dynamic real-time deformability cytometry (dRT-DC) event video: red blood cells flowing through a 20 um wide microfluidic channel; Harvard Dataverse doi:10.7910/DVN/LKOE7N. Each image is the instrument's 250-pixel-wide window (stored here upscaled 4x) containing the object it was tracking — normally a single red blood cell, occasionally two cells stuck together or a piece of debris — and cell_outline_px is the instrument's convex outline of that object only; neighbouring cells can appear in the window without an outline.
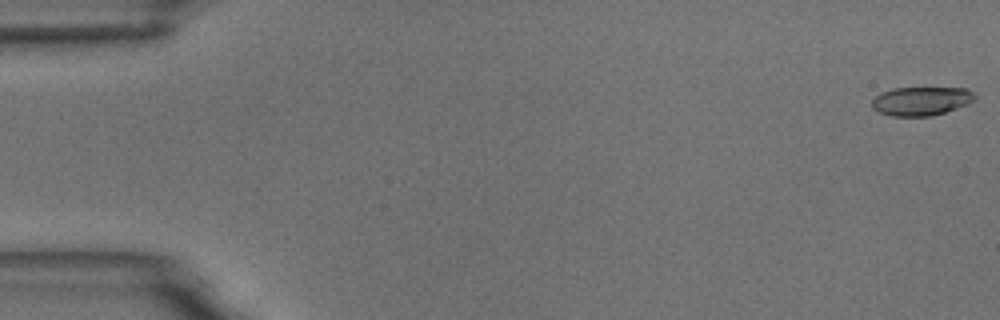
{"species": "common noctule bat (a hibernating species)", "species_latin": "Nyctalus noctula", "temperature_condition": "room temperature", "stored_images_in_passage": 58, "camera_frame_rate_fps": 3000, "um_per_image_px": 0.085, "animal": {"sex": "male", "body_mass_g": 18.8}, "frame": {"image": 1, "passage_image": 1, "time_ms": 0.0, "image_size_px": [1000, 320], "cell_outline_px": [[976, 100], [968, 104], [932, 116], [892, 116], [880, 112], [872, 108], [872, 100], [876, 96], [884, 92], [896, 88], [964, 88], [972, 92], [976, 96]], "centroid_in_image_um": [78.33, 8.59], "position_along_channel_um": 6.7, "area_um2": 17.05}}
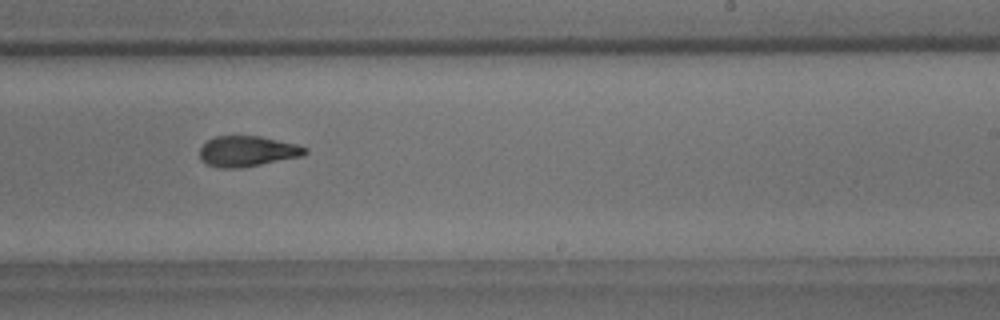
{"frame": {"image": 2, "passage_image": 36, "time_ms": 11.667, "image_size_px": [1000, 320], "cell_outline_px": [[308, 152], [304, 156], [240, 168], [220, 168], [208, 164], [200, 160], [200, 148], [208, 140], [216, 136], [260, 136], [296, 144], [308, 148]], "centroid_in_image_um": [21.04, 12.86], "position_along_channel_um": 268.0, "area_um2": 18.79}}
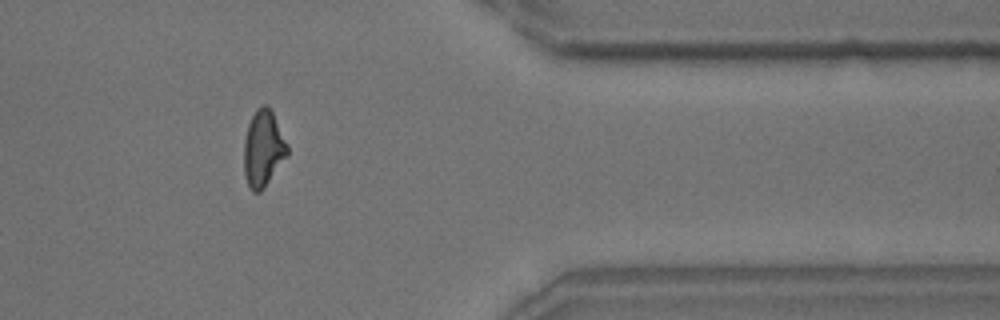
{"frame": {"image": 3, "passage_image": 48, "time_ms": 15.667, "image_size_px": [1000, 320], "cell_outline_px": [[288, 156], [264, 188], [260, 192], [252, 192], [248, 188], [244, 176], [244, 140], [248, 124], [256, 108], [264, 104], [268, 104], [288, 144]], "centroid_in_image_um": [22.37, 12.65], "position_along_channel_um": 389.0, "area_um2": 19.59}, "authors_computed_cell_mechanics": {"area_um2": 18.7561, "velocity_mm_per_s": 3.4956, "shape_relaxation_time_tau1_ms": 5.8052, "shape_relaxation_time_tau2_ms": 2.6504, "deformation_change_tau1": 0.1905, "deformation_change_tau2": 0.1076}}